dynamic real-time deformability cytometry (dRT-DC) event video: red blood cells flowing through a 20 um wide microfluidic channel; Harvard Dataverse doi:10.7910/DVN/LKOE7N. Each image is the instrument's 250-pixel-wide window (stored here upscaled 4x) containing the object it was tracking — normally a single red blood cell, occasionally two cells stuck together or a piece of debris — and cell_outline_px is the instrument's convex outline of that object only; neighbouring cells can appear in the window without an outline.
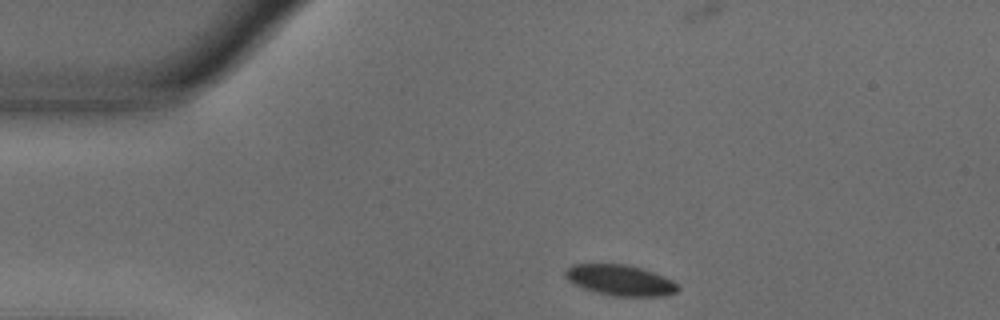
{"species": "common noctule bat (a hibernating species)", "species_latin": "Nyctalus noctula", "temperature_condition": "warm", "stored_images_in_passage": 46, "camera_frame_rate_fps": 3000, "um_per_image_px": 0.085, "animal": {"sex": "male", "body_mass_g": 18.8}, "frame": {"image": 1, "passage_image": 1, "time_ms": 0.0, "image_size_px": [1000, 320], "cell_outline_px": [[680, 288], [676, 292], [664, 296], [616, 296], [596, 292], [572, 284], [564, 276], [564, 272], [572, 264], [624, 264], [640, 268], [652, 272], [672, 280]], "centroid_in_image_um": [52.68, 23.82], "position_along_channel_um": 32.3, "area_um2": 20.0}}
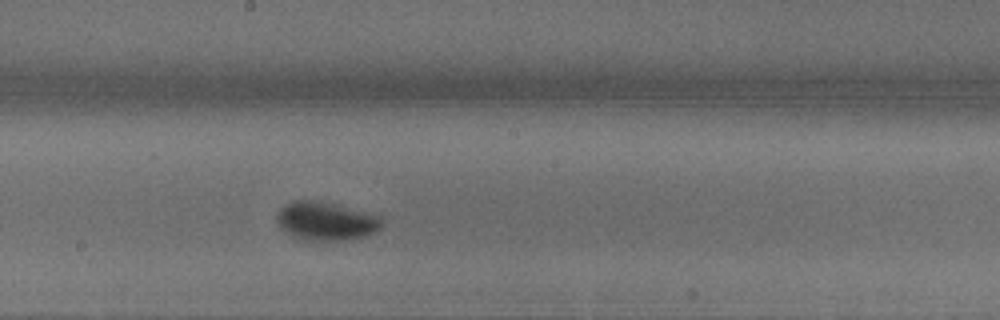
{"frame": {"image": 2, "passage_image": 20, "time_ms": 6.333, "image_size_px": [1000, 320], "cell_outline_px": [[384, 224], [376, 232], [368, 236], [352, 240], [308, 240], [292, 236], [280, 228], [276, 220], [276, 212], [280, 208], [292, 200], [308, 200], [368, 212], [380, 216], [384, 220]], "centroid_in_image_um": [27.72, 18.82], "position_along_channel_um": 220.5, "area_um2": 23.58}}
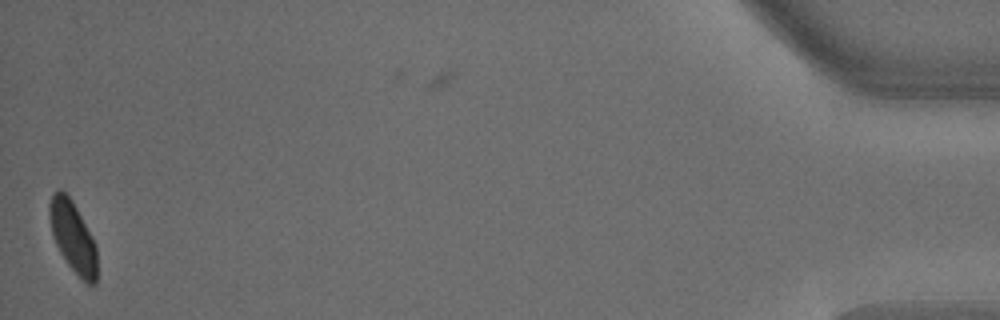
{"frame": {"image": 3, "passage_image": 45, "time_ms": 14.667, "image_size_px": [1000, 320], "cell_outline_px": [[96, 284], [88, 284], [68, 264], [60, 252], [52, 236], [48, 216], [48, 204], [52, 192], [60, 188], [72, 200], [92, 236], [96, 244]], "centroid_in_image_um": [6.16, 20.07], "position_along_channel_um": 429.0, "area_um2": 19.59}, "authors_computed_cell_mechanics": {"area_um2": 21.2993, "velocity_mm_per_s": 3.6395, "shape_relaxation_time_tau1_ms": 4.9982, "shape_relaxation_time_tau2_ms": null, "deformation_change_tau1": 0.1625, "deformation_change_tau2": null}}